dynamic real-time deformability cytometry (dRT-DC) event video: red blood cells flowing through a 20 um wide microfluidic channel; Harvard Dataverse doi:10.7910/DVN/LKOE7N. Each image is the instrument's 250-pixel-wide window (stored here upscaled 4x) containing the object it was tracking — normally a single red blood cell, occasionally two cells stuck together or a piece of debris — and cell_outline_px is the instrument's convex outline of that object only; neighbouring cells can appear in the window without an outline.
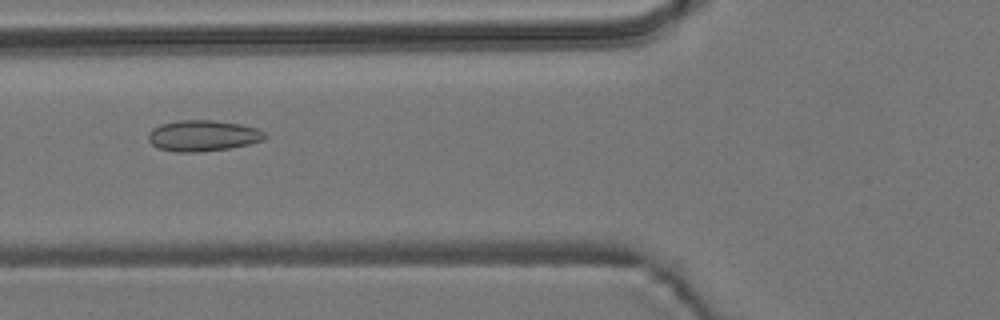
{"species": "common noctule bat (a hibernating species)", "species_latin": "Nyctalus noctula", "temperature_condition": "room temperature", "stored_images_in_passage": 40, "camera_frame_rate_fps": 3000, "um_per_image_px": 0.085, "animal": {"sex": "male", "body_mass_g": 19.2, "forearm_length_mm": 51.8}, "frame": {"image": 1, "passage_image": 9, "time_ms": 2.667, "image_size_px": [1000, 320], "cell_outline_px": [[268, 136], [264, 140], [248, 144], [228, 148], [200, 152], [176, 152], [160, 148], [152, 144], [148, 140], [148, 132], [152, 128], [160, 124], [180, 120], [212, 120], [240, 124], [256, 128], [264, 132]], "centroid_in_image_um": [17.23, 11.53], "position_along_channel_um": 108.6, "area_um2": 21.04}}
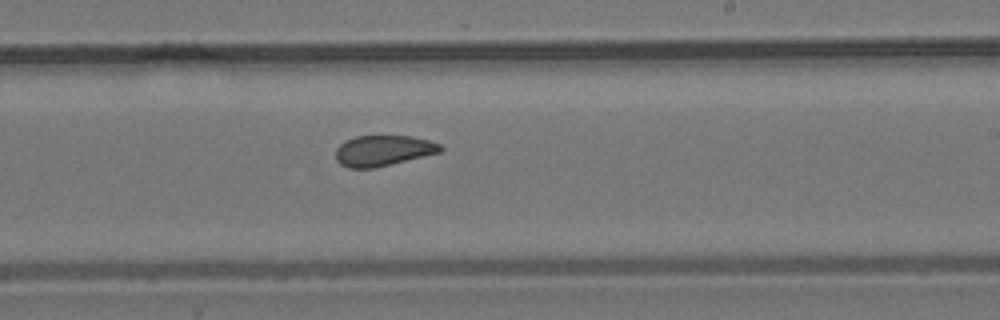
{"frame": {"image": 2, "passage_image": 21, "time_ms": 6.667, "image_size_px": [1000, 320], "cell_outline_px": [[444, 148], [440, 152], [372, 168], [348, 168], [340, 164], [336, 160], [336, 148], [344, 140], [356, 136], [412, 136], [428, 140], [440, 144]], "centroid_in_image_um": [32.53, 12.79], "position_along_channel_um": 256.5, "area_um2": 18.55}}
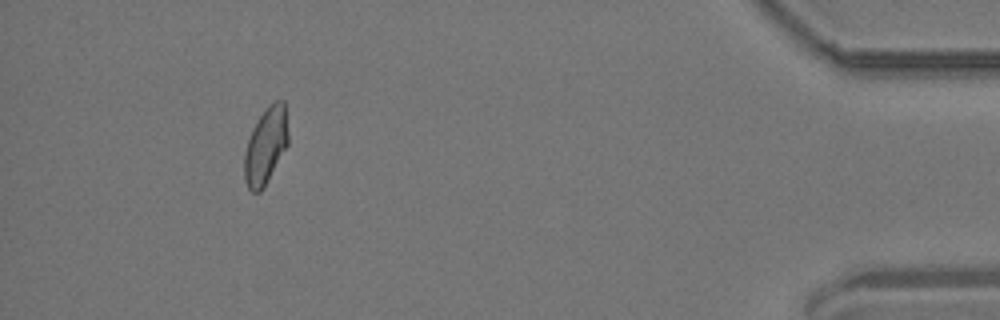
{"frame": {"image": 3, "passage_image": 39, "time_ms": 12.667, "image_size_px": [1000, 320], "cell_outline_px": [[288, 144], [264, 188], [260, 192], [252, 192], [248, 188], [244, 180], [244, 152], [252, 128], [268, 104], [276, 100], [284, 100], [288, 132]], "centroid_in_image_um": [22.58, 12.4], "position_along_channel_um": 412.6, "area_um2": 19.65}}